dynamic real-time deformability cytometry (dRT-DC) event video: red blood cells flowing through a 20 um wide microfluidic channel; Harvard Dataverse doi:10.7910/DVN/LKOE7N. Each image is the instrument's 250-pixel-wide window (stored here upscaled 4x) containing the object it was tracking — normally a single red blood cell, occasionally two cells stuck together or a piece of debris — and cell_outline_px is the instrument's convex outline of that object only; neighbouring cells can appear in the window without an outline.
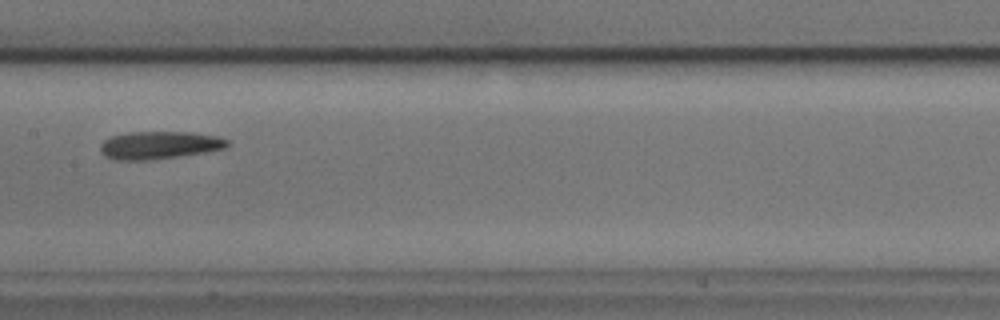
{"species": "common noctule bat (a hibernating species)", "species_latin": "Nyctalus noctula", "temperature_condition": "cold", "stored_images_in_passage": 35, "camera_frame_rate_fps": 3000, "um_per_image_px": 0.085, "animal": {"sex": "male", "body_mass_g": 17.9, "forearm_length_mm": 54.2}, "frame": {"image": 1, "passage_image": 12, "time_ms": 3.667, "image_size_px": [1000, 320], "cell_outline_px": [[228, 144], [224, 148], [204, 152], [152, 160], [112, 160], [104, 156], [100, 152], [100, 144], [104, 140], [112, 136], [128, 132], [188, 132], [216, 136], [228, 140]], "centroid_in_image_um": [13.46, 12.34], "position_along_channel_um": 193.9, "area_um2": 20.46}}
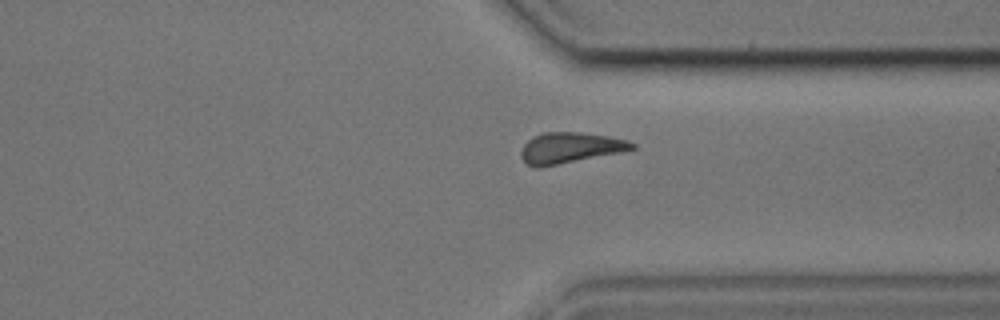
{"frame": {"image": 2, "passage_image": 26, "time_ms": 8.333, "image_size_px": [1000, 320], "cell_outline_px": [[636, 148], [620, 152], [540, 168], [536, 168], [528, 164], [520, 156], [520, 152], [524, 144], [532, 136], [544, 132], [580, 132], [608, 136], [628, 140], [636, 144]], "centroid_in_image_um": [48.43, 12.56], "position_along_channel_um": 363.0, "area_um2": 19.94}}
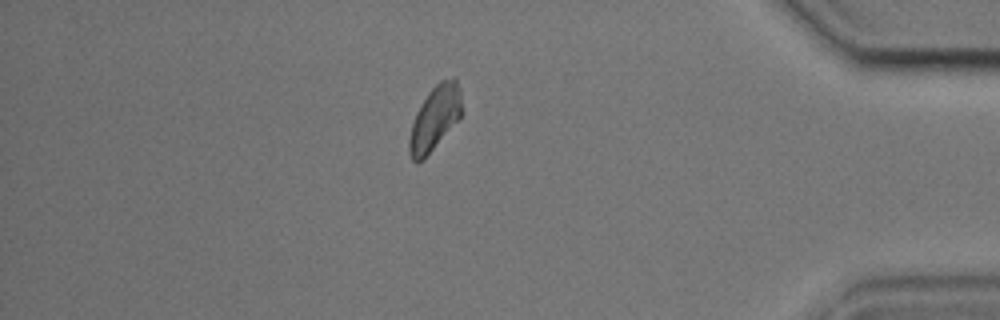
{"frame": {"image": 3, "passage_image": 32, "time_ms": 10.333, "image_size_px": [1000, 320], "cell_outline_px": [[464, 112], [424, 160], [416, 164], [412, 160], [408, 152], [408, 140], [412, 124], [416, 112], [428, 92], [440, 80], [456, 76], [460, 88]], "centroid_in_image_um": [36.97, 10.04], "position_along_channel_um": 398.2, "area_um2": 20.06}, "authors_computed_cell_mechanics": {"area_um2": 20.0566, "velocity_mm_per_s": 3.6334, "shape_relaxation_time_tau1_ms": 9.1861, "shape_relaxation_time_tau2_ms": null, "deformation_change_tau1": 0.177, "deformation_change_tau2": null}}